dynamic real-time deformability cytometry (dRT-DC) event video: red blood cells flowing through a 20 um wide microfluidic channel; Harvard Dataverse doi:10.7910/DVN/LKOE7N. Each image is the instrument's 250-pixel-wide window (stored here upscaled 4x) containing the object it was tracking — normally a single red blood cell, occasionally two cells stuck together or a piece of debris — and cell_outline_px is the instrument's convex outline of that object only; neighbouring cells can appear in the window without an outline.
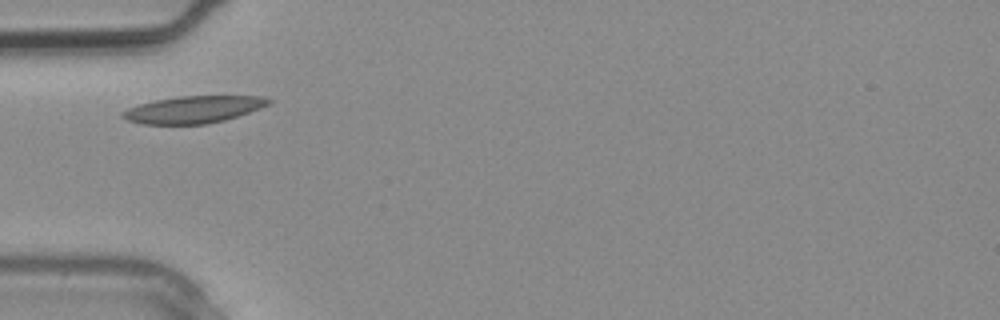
{"species": "common noctule bat (a hibernating species)", "species_latin": "Nyctalus noctula", "temperature_condition": "warm", "stored_images_in_passage": 1, "camera_frame_rate_fps": 3000, "um_per_image_px": 0.085, "animal": {"sex": "male", "body_mass_g": 20.4}, "frame": {"image": 1, "passage_image": 1, "time_ms": 0.0, "image_size_px": [1000, 320], "cell_outline_px": [[272, 100], [268, 104], [260, 108], [224, 120], [208, 124], [140, 124], [124, 120], [120, 116], [120, 112], [128, 108], [140, 104], [156, 100], [180, 96], [264, 96]], "centroid_in_image_um": [16.38, 9.31], "position_along_channel_um": 68.6, "area_um2": 23.0}}